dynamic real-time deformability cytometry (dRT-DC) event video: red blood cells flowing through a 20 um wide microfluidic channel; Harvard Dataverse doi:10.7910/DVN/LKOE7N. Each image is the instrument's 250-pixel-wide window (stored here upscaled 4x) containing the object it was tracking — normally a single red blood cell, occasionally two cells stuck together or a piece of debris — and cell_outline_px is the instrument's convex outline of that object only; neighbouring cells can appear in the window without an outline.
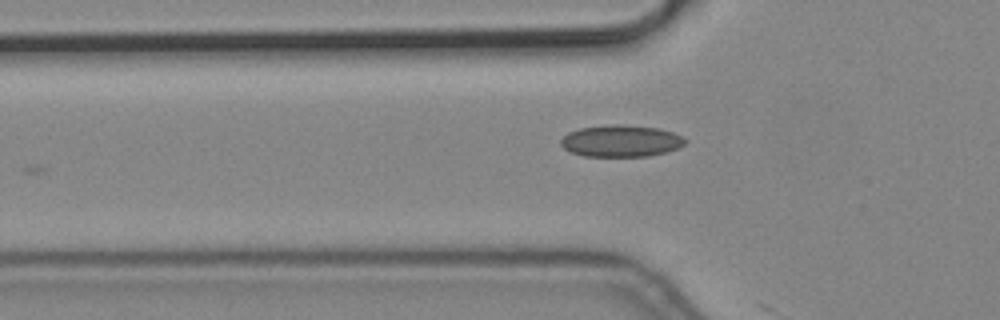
{"species": "common noctule bat (a hibernating species)", "species_latin": "Nyctalus noctula", "temperature_condition": "cold", "stored_images_in_passage": 3, "camera_frame_rate_fps": 3000, "um_per_image_px": 0.085, "animal": {"sex": "male", "body_mass_g": 19.2, "forearm_length_mm": 51.8}, "frame": {"image": 1, "passage_image": 3, "time_ms": 0.667, "image_size_px": [1000, 320], "cell_outline_px": [[688, 140], [680, 148], [648, 156], [584, 156], [568, 152], [560, 144], [560, 140], [568, 132], [580, 128], [616, 124], [620, 124], [660, 128], [672, 132]], "centroid_in_image_um": [52.77, 11.98], "position_along_channel_um": 73.0, "area_um2": 23.06}}